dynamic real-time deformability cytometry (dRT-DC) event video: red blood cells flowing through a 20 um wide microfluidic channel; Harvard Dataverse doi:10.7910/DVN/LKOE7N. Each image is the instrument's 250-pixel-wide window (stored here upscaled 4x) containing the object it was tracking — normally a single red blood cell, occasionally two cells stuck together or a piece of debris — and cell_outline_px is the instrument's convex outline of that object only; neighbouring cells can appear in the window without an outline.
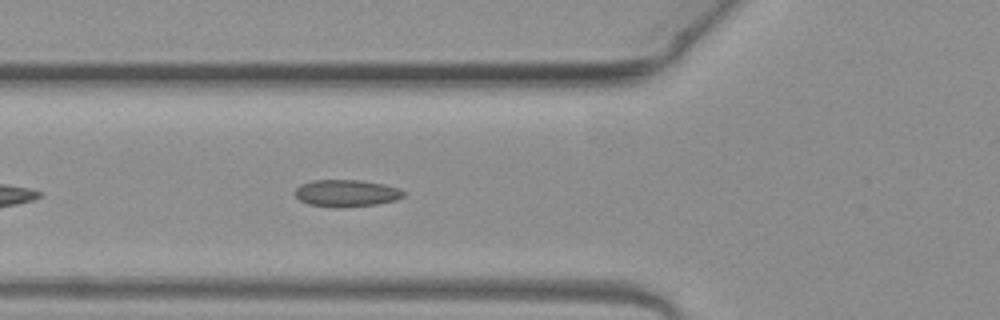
{"species": "common noctule bat (a hibernating species)", "species_latin": "Nyctalus noctula", "temperature_condition": "warm", "stored_images_in_passage": 40, "camera_frame_rate_fps": 3000, "um_per_image_px": 0.085, "animal": {"sex": "female", "body_mass_g": 19.3, "forearm_length_mm": 54.1}, "frame": {"image": 1, "passage_image": 6, "time_ms": 1.667, "image_size_px": [1000, 320], "cell_outline_px": [[404, 196], [396, 200], [376, 204], [336, 208], [332, 208], [308, 204], [300, 200], [296, 196], [296, 188], [300, 184], [312, 180], [360, 180], [384, 184], [400, 188], [404, 192]], "centroid_in_image_um": [29.44, 16.42], "position_along_channel_um": 96.4, "area_um2": 17.17}}
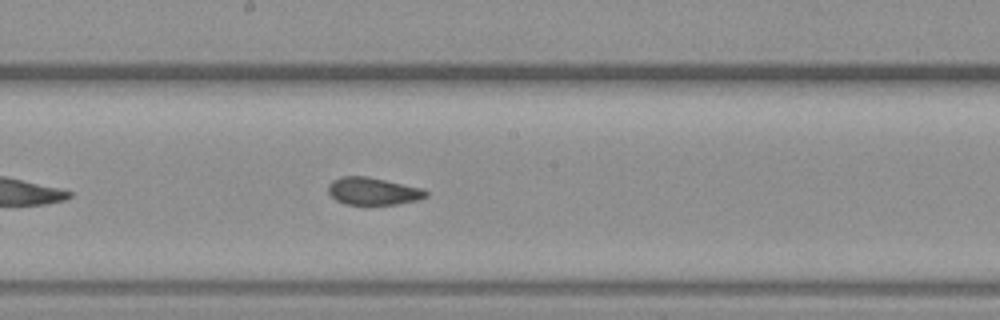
{"frame": {"image": 2, "passage_image": 15, "time_ms": 4.667, "image_size_px": [1000, 320], "cell_outline_px": [[428, 196], [420, 200], [396, 204], [364, 208], [344, 204], [336, 200], [328, 192], [328, 184], [332, 180], [340, 176], [368, 176], [420, 188], [428, 192]], "centroid_in_image_um": [31.67, 16.3], "position_along_channel_um": 216.5, "area_um2": 16.36}}
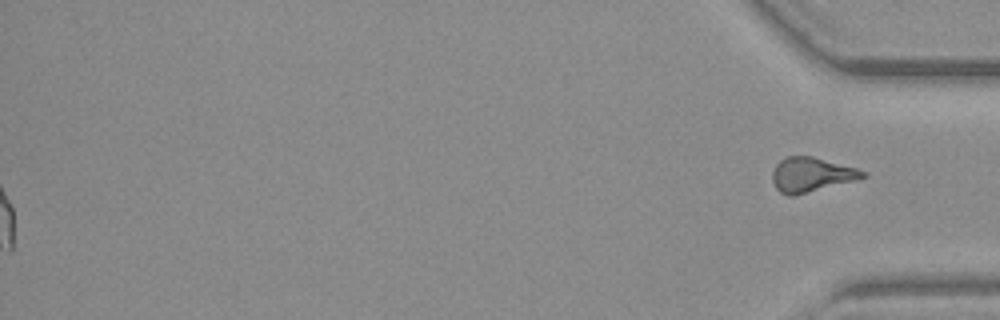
{"frame": {"image": 3, "passage_image": 40, "time_ms": 13.0, "image_size_px": [1000, 320], "cell_outline_px": [[868, 176], [856, 180], [796, 196], [788, 196], [780, 192], [776, 188], [772, 180], [772, 172], [776, 164], [780, 160], [788, 156], [812, 156], [856, 168], [868, 172]], "centroid_in_image_um": [68.97, 14.86], "position_along_channel_um": 366.2, "area_um2": 18.32}, "authors_computed_cell_mechanics": {"area_um2": 16.1262, "velocity_mm_per_s": 3.9917, "shape_relaxation_time_tau1_ms": null, "shape_relaxation_time_tau2_ms": 1.5706, "deformation_change_tau1": null, "deformation_change_tau2": 0.073}}